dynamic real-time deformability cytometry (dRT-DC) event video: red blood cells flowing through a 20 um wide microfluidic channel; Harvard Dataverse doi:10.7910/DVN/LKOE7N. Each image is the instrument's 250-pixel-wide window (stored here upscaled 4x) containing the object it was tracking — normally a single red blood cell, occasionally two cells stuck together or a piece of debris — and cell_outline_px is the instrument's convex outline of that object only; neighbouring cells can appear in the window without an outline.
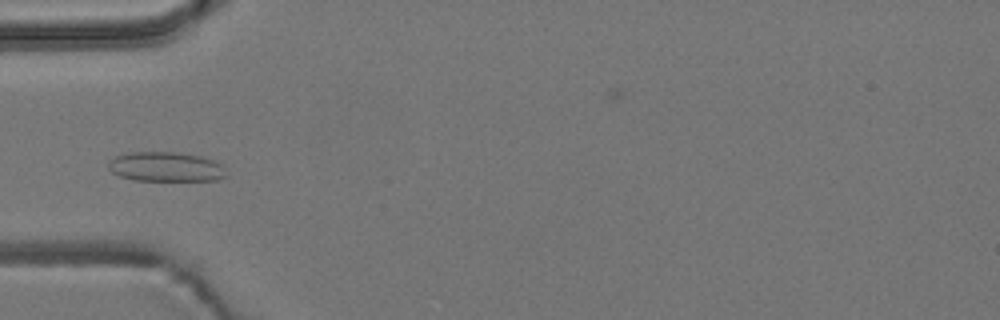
{"species": "common noctule bat (a hibernating species)", "species_latin": "Nyctalus noctula", "temperature_condition": "room temperature", "stored_images_in_passage": 6, "camera_frame_rate_fps": 3000, "um_per_image_px": 0.085, "animal": {"sex": "male", "body_mass_g": 19.2, "forearm_length_mm": 51.8}, "frame": {"image": 1, "passage_image": 6, "time_ms": 1.667, "image_size_px": [1000, 320], "cell_outline_px": [[228, 176], [216, 180], [136, 180], [120, 176], [112, 172], [108, 168], [108, 164], [116, 156], [132, 152], [176, 152], [200, 156], [212, 160], [220, 164]], "centroid_in_image_um": [14.1, 14.18], "position_along_channel_um": 70.9, "area_um2": 20.06}}